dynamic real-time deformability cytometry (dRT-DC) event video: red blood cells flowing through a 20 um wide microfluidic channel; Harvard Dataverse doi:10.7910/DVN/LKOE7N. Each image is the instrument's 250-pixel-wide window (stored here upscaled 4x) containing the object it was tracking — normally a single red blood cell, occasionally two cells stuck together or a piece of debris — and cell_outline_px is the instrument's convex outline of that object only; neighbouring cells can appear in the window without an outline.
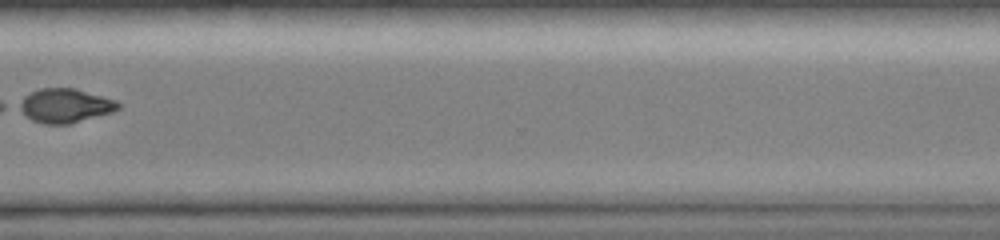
{"species": "common noctule bat (a hibernating species)", "species_latin": "Nyctalus noctula", "temperature_condition": "room temperature", "stored_images_in_passage": 37, "camera_frame_rate_fps": 3000, "um_per_image_px": 0.085, "animal": {"sex": "female", "body_mass_g": 19.0, "forearm_length_mm": 51.5}, "frame": {"image": 1, "passage_image": 26, "time_ms": 11.667, "image_size_px": [1000, 240], "cell_outline_px": [[120, 108], [112, 112], [68, 124], [44, 124], [32, 120], [16, 108], [16, 104], [24, 96], [40, 88], [76, 88], [116, 100], [120, 104]], "centroid_in_image_um": [5.5, 8.97], "position_along_channel_um": 365.1, "area_um2": 19.71}}